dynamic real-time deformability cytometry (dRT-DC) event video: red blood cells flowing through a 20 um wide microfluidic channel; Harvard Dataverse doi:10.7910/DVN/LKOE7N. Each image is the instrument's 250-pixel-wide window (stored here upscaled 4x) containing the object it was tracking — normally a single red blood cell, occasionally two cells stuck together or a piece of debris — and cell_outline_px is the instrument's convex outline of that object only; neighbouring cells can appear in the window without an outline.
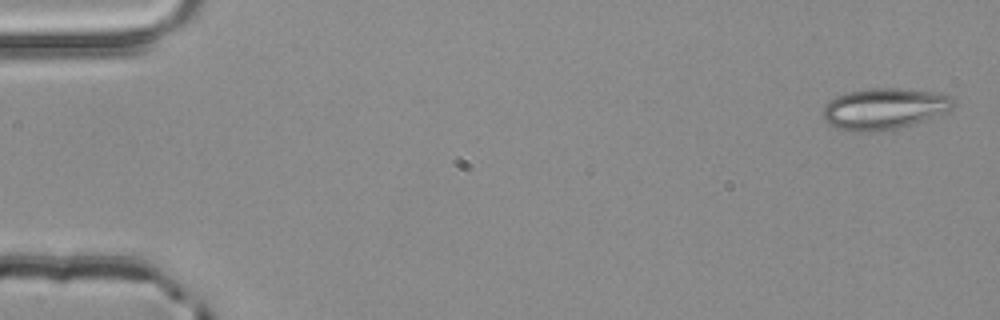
{"species": "common noctule bat (a hibernating species)", "species_latin": "Nyctalus noctula", "temperature_condition": "room temperature", "stored_images_in_passage": 4, "camera_frame_rate_fps": 3000, "um_per_image_px": 0.085, "animal": {"sex": "male", "body_mass_g": 20.4}, "frame": {"image": 1, "passage_image": 1, "time_ms": 0.0, "image_size_px": [1000, 320], "cell_outline_px": [[956, 100], [952, 108], [948, 112], [900, 128], [880, 132], [856, 132], [836, 128], [824, 120], [824, 104], [828, 100], [836, 96], [848, 92], [868, 88], [900, 88], [940, 92], [952, 96]], "centroid_in_image_um": [75.19, 9.24], "position_along_channel_um": 9.8, "area_um2": 31.91}}